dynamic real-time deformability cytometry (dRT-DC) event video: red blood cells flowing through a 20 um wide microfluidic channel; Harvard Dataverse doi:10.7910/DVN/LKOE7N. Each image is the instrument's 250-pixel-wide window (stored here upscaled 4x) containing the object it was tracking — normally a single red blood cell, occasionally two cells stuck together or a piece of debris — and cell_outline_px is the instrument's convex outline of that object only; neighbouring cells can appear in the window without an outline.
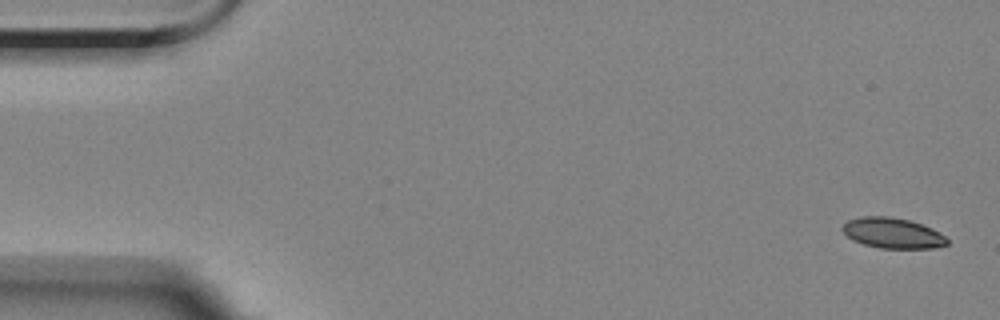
{"species": "Egyptian fruit bat (a non-hibernating species)", "species_latin": "Rousettus aegyptiacus", "temperature_condition": "room temperature", "stored_images_in_passage": 4, "camera_frame_rate_fps": 3000, "um_per_image_px": 0.085, "animal": {"sex": "female"}, "frame": {"image": 1, "passage_image": 1, "time_ms": 0.0, "image_size_px": [1000, 320], "cell_outline_px": [[948, 244], [932, 248], [880, 248], [864, 244], [852, 240], [840, 228], [848, 220], [860, 216], [888, 216], [908, 220], [932, 228], [940, 232], [948, 240]], "centroid_in_image_um": [75.85, 19.81], "position_along_channel_um": 9.1, "area_um2": 18.5}}